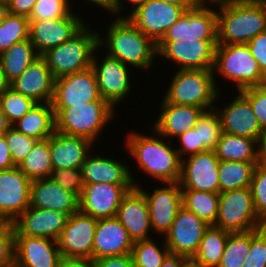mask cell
I'll return each instance as SVG.
<instances>
[{"label": "cell", "instance_id": "6da1fadb", "mask_svg": "<svg viewBox=\"0 0 266 267\" xmlns=\"http://www.w3.org/2000/svg\"><path fill=\"white\" fill-rule=\"evenodd\" d=\"M152 134L129 131L125 145L129 155L138 164L137 168L154 178L162 185L179 182L181 176V159L172 141L159 135L154 129ZM168 141V142H167Z\"/></svg>", "mask_w": 266, "mask_h": 267}, {"label": "cell", "instance_id": "7a4b0ae2", "mask_svg": "<svg viewBox=\"0 0 266 267\" xmlns=\"http://www.w3.org/2000/svg\"><path fill=\"white\" fill-rule=\"evenodd\" d=\"M106 31L99 32L98 47L125 65L147 71L154 66L158 56L157 44L140 31L128 18H115ZM105 32L106 34H104ZM106 48V49H105ZM135 68V69H134Z\"/></svg>", "mask_w": 266, "mask_h": 267}, {"label": "cell", "instance_id": "3957f363", "mask_svg": "<svg viewBox=\"0 0 266 267\" xmlns=\"http://www.w3.org/2000/svg\"><path fill=\"white\" fill-rule=\"evenodd\" d=\"M216 7L218 44H247L266 31V9L260 0H234Z\"/></svg>", "mask_w": 266, "mask_h": 267}, {"label": "cell", "instance_id": "277c9868", "mask_svg": "<svg viewBox=\"0 0 266 267\" xmlns=\"http://www.w3.org/2000/svg\"><path fill=\"white\" fill-rule=\"evenodd\" d=\"M169 86L163 97L168 103L192 105L205 110L216 106L221 97V89L216 83L218 78L213 70L179 69L174 70ZM219 87V89H218Z\"/></svg>", "mask_w": 266, "mask_h": 267}, {"label": "cell", "instance_id": "5b68a950", "mask_svg": "<svg viewBox=\"0 0 266 267\" xmlns=\"http://www.w3.org/2000/svg\"><path fill=\"white\" fill-rule=\"evenodd\" d=\"M53 110L56 131L84 137L94 144H97L98 136L117 114L107 101H91L73 107H53Z\"/></svg>", "mask_w": 266, "mask_h": 267}, {"label": "cell", "instance_id": "8992f818", "mask_svg": "<svg viewBox=\"0 0 266 267\" xmlns=\"http://www.w3.org/2000/svg\"><path fill=\"white\" fill-rule=\"evenodd\" d=\"M91 27L85 24L68 41L41 55L55 79L92 67L93 56L98 48L99 30H91Z\"/></svg>", "mask_w": 266, "mask_h": 267}, {"label": "cell", "instance_id": "52a82bcc", "mask_svg": "<svg viewBox=\"0 0 266 267\" xmlns=\"http://www.w3.org/2000/svg\"><path fill=\"white\" fill-rule=\"evenodd\" d=\"M217 74L234 82L237 91L266 84V76L247 44H217L213 75Z\"/></svg>", "mask_w": 266, "mask_h": 267}, {"label": "cell", "instance_id": "ba28073f", "mask_svg": "<svg viewBox=\"0 0 266 267\" xmlns=\"http://www.w3.org/2000/svg\"><path fill=\"white\" fill-rule=\"evenodd\" d=\"M214 226L230 233L248 232L265 226L255 211L250 187L219 193Z\"/></svg>", "mask_w": 266, "mask_h": 267}, {"label": "cell", "instance_id": "9c48e42d", "mask_svg": "<svg viewBox=\"0 0 266 267\" xmlns=\"http://www.w3.org/2000/svg\"><path fill=\"white\" fill-rule=\"evenodd\" d=\"M99 47L95 50L92 68L97 78V84L100 94L114 109L118 110L122 101H126L127 95L132 92L133 77L131 67L125 65L116 58H113L106 53H101L103 57H97ZM101 58V60H100ZM131 77V78H130ZM130 93V94H129Z\"/></svg>", "mask_w": 266, "mask_h": 267}, {"label": "cell", "instance_id": "30bf717a", "mask_svg": "<svg viewBox=\"0 0 266 267\" xmlns=\"http://www.w3.org/2000/svg\"><path fill=\"white\" fill-rule=\"evenodd\" d=\"M217 44V39L159 41L157 58L174 62L178 70H213Z\"/></svg>", "mask_w": 266, "mask_h": 267}, {"label": "cell", "instance_id": "8fae6325", "mask_svg": "<svg viewBox=\"0 0 266 267\" xmlns=\"http://www.w3.org/2000/svg\"><path fill=\"white\" fill-rule=\"evenodd\" d=\"M193 6H178L161 0H148L127 18L156 44L166 31Z\"/></svg>", "mask_w": 266, "mask_h": 267}, {"label": "cell", "instance_id": "7c38bea8", "mask_svg": "<svg viewBox=\"0 0 266 267\" xmlns=\"http://www.w3.org/2000/svg\"><path fill=\"white\" fill-rule=\"evenodd\" d=\"M164 184L163 187L156 186L150 192L142 188L143 185L137 187L147 201L153 233L161 237L170 230L176 215L183 207L179 182Z\"/></svg>", "mask_w": 266, "mask_h": 267}, {"label": "cell", "instance_id": "4fadbf2b", "mask_svg": "<svg viewBox=\"0 0 266 267\" xmlns=\"http://www.w3.org/2000/svg\"><path fill=\"white\" fill-rule=\"evenodd\" d=\"M216 8L214 5H194L187 9L160 41L217 39Z\"/></svg>", "mask_w": 266, "mask_h": 267}, {"label": "cell", "instance_id": "5bb4252c", "mask_svg": "<svg viewBox=\"0 0 266 267\" xmlns=\"http://www.w3.org/2000/svg\"><path fill=\"white\" fill-rule=\"evenodd\" d=\"M102 98L92 67L55 79L53 107H73Z\"/></svg>", "mask_w": 266, "mask_h": 267}, {"label": "cell", "instance_id": "9a60e30c", "mask_svg": "<svg viewBox=\"0 0 266 267\" xmlns=\"http://www.w3.org/2000/svg\"><path fill=\"white\" fill-rule=\"evenodd\" d=\"M97 222V219L79 210L70 215L57 239L61 256L92 259Z\"/></svg>", "mask_w": 266, "mask_h": 267}, {"label": "cell", "instance_id": "2e32d148", "mask_svg": "<svg viewBox=\"0 0 266 267\" xmlns=\"http://www.w3.org/2000/svg\"><path fill=\"white\" fill-rule=\"evenodd\" d=\"M77 13L74 8V12L62 18L30 20L29 39L39 55L68 41L87 24Z\"/></svg>", "mask_w": 266, "mask_h": 267}, {"label": "cell", "instance_id": "e0dca14e", "mask_svg": "<svg viewBox=\"0 0 266 267\" xmlns=\"http://www.w3.org/2000/svg\"><path fill=\"white\" fill-rule=\"evenodd\" d=\"M31 180L18 168L0 170V223H13L30 205Z\"/></svg>", "mask_w": 266, "mask_h": 267}, {"label": "cell", "instance_id": "ac0fdd59", "mask_svg": "<svg viewBox=\"0 0 266 267\" xmlns=\"http://www.w3.org/2000/svg\"><path fill=\"white\" fill-rule=\"evenodd\" d=\"M219 162L214 150L190 155L181 160V189L220 193Z\"/></svg>", "mask_w": 266, "mask_h": 267}, {"label": "cell", "instance_id": "d6986e66", "mask_svg": "<svg viewBox=\"0 0 266 267\" xmlns=\"http://www.w3.org/2000/svg\"><path fill=\"white\" fill-rule=\"evenodd\" d=\"M133 187V184H84L78 198L79 211L97 220L115 217L123 197Z\"/></svg>", "mask_w": 266, "mask_h": 267}, {"label": "cell", "instance_id": "ffe728a7", "mask_svg": "<svg viewBox=\"0 0 266 267\" xmlns=\"http://www.w3.org/2000/svg\"><path fill=\"white\" fill-rule=\"evenodd\" d=\"M208 227L209 225L196 214L182 207L170 230L164 235L165 244L170 253L185 256L191 260Z\"/></svg>", "mask_w": 266, "mask_h": 267}, {"label": "cell", "instance_id": "44dd1931", "mask_svg": "<svg viewBox=\"0 0 266 267\" xmlns=\"http://www.w3.org/2000/svg\"><path fill=\"white\" fill-rule=\"evenodd\" d=\"M93 152L91 151L87 155L80 168L84 184L109 183L139 186L136 177H133L135 173H131V167L127 166L124 160L122 162L119 158H111V155H109V158L107 154V157H104V154L99 155L97 151Z\"/></svg>", "mask_w": 266, "mask_h": 267}, {"label": "cell", "instance_id": "7402d4cb", "mask_svg": "<svg viewBox=\"0 0 266 267\" xmlns=\"http://www.w3.org/2000/svg\"><path fill=\"white\" fill-rule=\"evenodd\" d=\"M225 106H215L225 133L258 140L263 130L248 99L238 91Z\"/></svg>", "mask_w": 266, "mask_h": 267}, {"label": "cell", "instance_id": "603a6c76", "mask_svg": "<svg viewBox=\"0 0 266 267\" xmlns=\"http://www.w3.org/2000/svg\"><path fill=\"white\" fill-rule=\"evenodd\" d=\"M116 217L133 242L152 239L153 230L148 204L137 187H133L123 197Z\"/></svg>", "mask_w": 266, "mask_h": 267}, {"label": "cell", "instance_id": "cb8c5ba5", "mask_svg": "<svg viewBox=\"0 0 266 267\" xmlns=\"http://www.w3.org/2000/svg\"><path fill=\"white\" fill-rule=\"evenodd\" d=\"M61 257L55 239L15 235L14 267H58Z\"/></svg>", "mask_w": 266, "mask_h": 267}, {"label": "cell", "instance_id": "d4e9b609", "mask_svg": "<svg viewBox=\"0 0 266 267\" xmlns=\"http://www.w3.org/2000/svg\"><path fill=\"white\" fill-rule=\"evenodd\" d=\"M68 217L66 213L56 210L29 206L12 224L15 228V235L57 240Z\"/></svg>", "mask_w": 266, "mask_h": 267}, {"label": "cell", "instance_id": "484cf974", "mask_svg": "<svg viewBox=\"0 0 266 267\" xmlns=\"http://www.w3.org/2000/svg\"><path fill=\"white\" fill-rule=\"evenodd\" d=\"M54 87L55 78L41 55L10 83V88L36 103H52Z\"/></svg>", "mask_w": 266, "mask_h": 267}, {"label": "cell", "instance_id": "4316f807", "mask_svg": "<svg viewBox=\"0 0 266 267\" xmlns=\"http://www.w3.org/2000/svg\"><path fill=\"white\" fill-rule=\"evenodd\" d=\"M158 108L161 110L151 129H154L165 139L171 140L194 128L205 109L192 105H177L168 103L162 98Z\"/></svg>", "mask_w": 266, "mask_h": 267}, {"label": "cell", "instance_id": "83f0119b", "mask_svg": "<svg viewBox=\"0 0 266 267\" xmlns=\"http://www.w3.org/2000/svg\"><path fill=\"white\" fill-rule=\"evenodd\" d=\"M133 241L118 218L98 219L94 235L92 259L130 254Z\"/></svg>", "mask_w": 266, "mask_h": 267}, {"label": "cell", "instance_id": "f1b7e54d", "mask_svg": "<svg viewBox=\"0 0 266 267\" xmlns=\"http://www.w3.org/2000/svg\"><path fill=\"white\" fill-rule=\"evenodd\" d=\"M78 197L63 189L51 177L33 180L30 186V207L56 210L68 216L79 210Z\"/></svg>", "mask_w": 266, "mask_h": 267}, {"label": "cell", "instance_id": "f546056e", "mask_svg": "<svg viewBox=\"0 0 266 267\" xmlns=\"http://www.w3.org/2000/svg\"><path fill=\"white\" fill-rule=\"evenodd\" d=\"M53 169L81 168L87 155L97 147L90 140L55 132L49 137Z\"/></svg>", "mask_w": 266, "mask_h": 267}, {"label": "cell", "instance_id": "4dcf8cb0", "mask_svg": "<svg viewBox=\"0 0 266 267\" xmlns=\"http://www.w3.org/2000/svg\"><path fill=\"white\" fill-rule=\"evenodd\" d=\"M12 127L36 140L49 138L55 132V114L52 103H37Z\"/></svg>", "mask_w": 266, "mask_h": 267}, {"label": "cell", "instance_id": "1f68e13d", "mask_svg": "<svg viewBox=\"0 0 266 267\" xmlns=\"http://www.w3.org/2000/svg\"><path fill=\"white\" fill-rule=\"evenodd\" d=\"M39 56L30 39L17 42L1 53L0 63L7 81L11 83L22 75Z\"/></svg>", "mask_w": 266, "mask_h": 267}, {"label": "cell", "instance_id": "d6a6232c", "mask_svg": "<svg viewBox=\"0 0 266 267\" xmlns=\"http://www.w3.org/2000/svg\"><path fill=\"white\" fill-rule=\"evenodd\" d=\"M214 152L220 161H257V140L223 132Z\"/></svg>", "mask_w": 266, "mask_h": 267}, {"label": "cell", "instance_id": "836d02e7", "mask_svg": "<svg viewBox=\"0 0 266 267\" xmlns=\"http://www.w3.org/2000/svg\"><path fill=\"white\" fill-rule=\"evenodd\" d=\"M229 233L214 225H209L191 261L204 267H217L220 264Z\"/></svg>", "mask_w": 266, "mask_h": 267}, {"label": "cell", "instance_id": "e575fe53", "mask_svg": "<svg viewBox=\"0 0 266 267\" xmlns=\"http://www.w3.org/2000/svg\"><path fill=\"white\" fill-rule=\"evenodd\" d=\"M31 181L50 178L53 171L49 138L37 140L30 153L17 166Z\"/></svg>", "mask_w": 266, "mask_h": 267}, {"label": "cell", "instance_id": "d590c367", "mask_svg": "<svg viewBox=\"0 0 266 267\" xmlns=\"http://www.w3.org/2000/svg\"><path fill=\"white\" fill-rule=\"evenodd\" d=\"M256 162L220 161V193L250 187Z\"/></svg>", "mask_w": 266, "mask_h": 267}, {"label": "cell", "instance_id": "8d00e7d4", "mask_svg": "<svg viewBox=\"0 0 266 267\" xmlns=\"http://www.w3.org/2000/svg\"><path fill=\"white\" fill-rule=\"evenodd\" d=\"M219 193L182 189V205L208 225H215L218 215Z\"/></svg>", "mask_w": 266, "mask_h": 267}, {"label": "cell", "instance_id": "74e56055", "mask_svg": "<svg viewBox=\"0 0 266 267\" xmlns=\"http://www.w3.org/2000/svg\"><path fill=\"white\" fill-rule=\"evenodd\" d=\"M155 235L152 239L133 243L131 255L134 267H160L166 256L170 253L165 244L164 237H162L163 242L158 244V240L154 241Z\"/></svg>", "mask_w": 266, "mask_h": 267}, {"label": "cell", "instance_id": "f35d334b", "mask_svg": "<svg viewBox=\"0 0 266 267\" xmlns=\"http://www.w3.org/2000/svg\"><path fill=\"white\" fill-rule=\"evenodd\" d=\"M199 137V153L214 150L223 133L220 117L215 108L205 110L194 127Z\"/></svg>", "mask_w": 266, "mask_h": 267}, {"label": "cell", "instance_id": "ab89813d", "mask_svg": "<svg viewBox=\"0 0 266 267\" xmlns=\"http://www.w3.org/2000/svg\"><path fill=\"white\" fill-rule=\"evenodd\" d=\"M29 29L28 17L8 13L0 26V54L13 44L29 39Z\"/></svg>", "mask_w": 266, "mask_h": 267}, {"label": "cell", "instance_id": "60d3db41", "mask_svg": "<svg viewBox=\"0 0 266 267\" xmlns=\"http://www.w3.org/2000/svg\"><path fill=\"white\" fill-rule=\"evenodd\" d=\"M250 251V231L229 233L224 252L217 267H243Z\"/></svg>", "mask_w": 266, "mask_h": 267}, {"label": "cell", "instance_id": "b9f144b4", "mask_svg": "<svg viewBox=\"0 0 266 267\" xmlns=\"http://www.w3.org/2000/svg\"><path fill=\"white\" fill-rule=\"evenodd\" d=\"M37 103L9 88L0 97V108L13 125L28 113Z\"/></svg>", "mask_w": 266, "mask_h": 267}, {"label": "cell", "instance_id": "7bdbcfd3", "mask_svg": "<svg viewBox=\"0 0 266 267\" xmlns=\"http://www.w3.org/2000/svg\"><path fill=\"white\" fill-rule=\"evenodd\" d=\"M72 0H37L29 20H49L69 16L74 10Z\"/></svg>", "mask_w": 266, "mask_h": 267}, {"label": "cell", "instance_id": "ee69618b", "mask_svg": "<svg viewBox=\"0 0 266 267\" xmlns=\"http://www.w3.org/2000/svg\"><path fill=\"white\" fill-rule=\"evenodd\" d=\"M250 189L257 216L266 225V167L256 164Z\"/></svg>", "mask_w": 266, "mask_h": 267}, {"label": "cell", "instance_id": "f6af8a7d", "mask_svg": "<svg viewBox=\"0 0 266 267\" xmlns=\"http://www.w3.org/2000/svg\"><path fill=\"white\" fill-rule=\"evenodd\" d=\"M243 267H266V225L250 231V251Z\"/></svg>", "mask_w": 266, "mask_h": 267}, {"label": "cell", "instance_id": "bcb514c9", "mask_svg": "<svg viewBox=\"0 0 266 267\" xmlns=\"http://www.w3.org/2000/svg\"><path fill=\"white\" fill-rule=\"evenodd\" d=\"M4 136L10 149L14 165L17 167L30 153L37 140L18 132L13 127Z\"/></svg>", "mask_w": 266, "mask_h": 267}, {"label": "cell", "instance_id": "7dc6e473", "mask_svg": "<svg viewBox=\"0 0 266 267\" xmlns=\"http://www.w3.org/2000/svg\"><path fill=\"white\" fill-rule=\"evenodd\" d=\"M51 178L63 189L80 197L84 187L80 168L53 169Z\"/></svg>", "mask_w": 266, "mask_h": 267}, {"label": "cell", "instance_id": "c3c4849f", "mask_svg": "<svg viewBox=\"0 0 266 267\" xmlns=\"http://www.w3.org/2000/svg\"><path fill=\"white\" fill-rule=\"evenodd\" d=\"M14 248V225L0 223V267H14Z\"/></svg>", "mask_w": 266, "mask_h": 267}, {"label": "cell", "instance_id": "681fc988", "mask_svg": "<svg viewBox=\"0 0 266 267\" xmlns=\"http://www.w3.org/2000/svg\"><path fill=\"white\" fill-rule=\"evenodd\" d=\"M240 92L248 99L263 131H266V84L249 87Z\"/></svg>", "mask_w": 266, "mask_h": 267}, {"label": "cell", "instance_id": "f907efd6", "mask_svg": "<svg viewBox=\"0 0 266 267\" xmlns=\"http://www.w3.org/2000/svg\"><path fill=\"white\" fill-rule=\"evenodd\" d=\"M176 140L179 143V147L176 144L175 148L181 160L190 155L199 153V137L198 132H196L194 128L186 131L177 137Z\"/></svg>", "mask_w": 266, "mask_h": 267}, {"label": "cell", "instance_id": "816d5d0a", "mask_svg": "<svg viewBox=\"0 0 266 267\" xmlns=\"http://www.w3.org/2000/svg\"><path fill=\"white\" fill-rule=\"evenodd\" d=\"M247 45L258 62L261 72L266 76V31L256 35Z\"/></svg>", "mask_w": 266, "mask_h": 267}, {"label": "cell", "instance_id": "f5cc1de1", "mask_svg": "<svg viewBox=\"0 0 266 267\" xmlns=\"http://www.w3.org/2000/svg\"><path fill=\"white\" fill-rule=\"evenodd\" d=\"M95 267H134L131 253L101 257L94 260Z\"/></svg>", "mask_w": 266, "mask_h": 267}, {"label": "cell", "instance_id": "db71d44e", "mask_svg": "<svg viewBox=\"0 0 266 267\" xmlns=\"http://www.w3.org/2000/svg\"><path fill=\"white\" fill-rule=\"evenodd\" d=\"M37 0H10L7 4L9 13L30 17Z\"/></svg>", "mask_w": 266, "mask_h": 267}, {"label": "cell", "instance_id": "11a10c76", "mask_svg": "<svg viewBox=\"0 0 266 267\" xmlns=\"http://www.w3.org/2000/svg\"><path fill=\"white\" fill-rule=\"evenodd\" d=\"M16 167L4 135H0V170Z\"/></svg>", "mask_w": 266, "mask_h": 267}, {"label": "cell", "instance_id": "9f6ffc18", "mask_svg": "<svg viewBox=\"0 0 266 267\" xmlns=\"http://www.w3.org/2000/svg\"><path fill=\"white\" fill-rule=\"evenodd\" d=\"M83 3V0H81ZM90 3L88 4L89 6L90 5H96L97 8H101L103 9L105 12L109 13L110 15L109 16H113L115 17V15L117 16V11H118V8H119V3L116 1V0H84V3ZM92 3V4H91Z\"/></svg>", "mask_w": 266, "mask_h": 267}, {"label": "cell", "instance_id": "6f0895ef", "mask_svg": "<svg viewBox=\"0 0 266 267\" xmlns=\"http://www.w3.org/2000/svg\"><path fill=\"white\" fill-rule=\"evenodd\" d=\"M58 267H95L93 259L61 257Z\"/></svg>", "mask_w": 266, "mask_h": 267}, {"label": "cell", "instance_id": "680465c9", "mask_svg": "<svg viewBox=\"0 0 266 267\" xmlns=\"http://www.w3.org/2000/svg\"><path fill=\"white\" fill-rule=\"evenodd\" d=\"M190 261L185 256L169 253L160 267H186Z\"/></svg>", "mask_w": 266, "mask_h": 267}, {"label": "cell", "instance_id": "91938a15", "mask_svg": "<svg viewBox=\"0 0 266 267\" xmlns=\"http://www.w3.org/2000/svg\"><path fill=\"white\" fill-rule=\"evenodd\" d=\"M257 165L266 167V131L257 140Z\"/></svg>", "mask_w": 266, "mask_h": 267}, {"label": "cell", "instance_id": "94428289", "mask_svg": "<svg viewBox=\"0 0 266 267\" xmlns=\"http://www.w3.org/2000/svg\"><path fill=\"white\" fill-rule=\"evenodd\" d=\"M128 2L127 8L129 6V8L131 9V11L129 10L128 13H126L125 15L121 14L122 12L125 13L124 10H126L125 8V3L123 2ZM148 0H123L119 3V8L117 11V18H127L134 10H136L139 6L145 4ZM130 3V4H129ZM131 6V7H130ZM130 12V13H129Z\"/></svg>", "mask_w": 266, "mask_h": 267}, {"label": "cell", "instance_id": "6125c7cd", "mask_svg": "<svg viewBox=\"0 0 266 267\" xmlns=\"http://www.w3.org/2000/svg\"><path fill=\"white\" fill-rule=\"evenodd\" d=\"M11 127L12 124L0 108V135H4Z\"/></svg>", "mask_w": 266, "mask_h": 267}, {"label": "cell", "instance_id": "be15d7a7", "mask_svg": "<svg viewBox=\"0 0 266 267\" xmlns=\"http://www.w3.org/2000/svg\"><path fill=\"white\" fill-rule=\"evenodd\" d=\"M10 88V83L7 81L6 76L2 70L0 63V97Z\"/></svg>", "mask_w": 266, "mask_h": 267}, {"label": "cell", "instance_id": "e7e4bbea", "mask_svg": "<svg viewBox=\"0 0 266 267\" xmlns=\"http://www.w3.org/2000/svg\"><path fill=\"white\" fill-rule=\"evenodd\" d=\"M195 5H220L234 0H193ZM207 1V2H206Z\"/></svg>", "mask_w": 266, "mask_h": 267}, {"label": "cell", "instance_id": "03108f58", "mask_svg": "<svg viewBox=\"0 0 266 267\" xmlns=\"http://www.w3.org/2000/svg\"><path fill=\"white\" fill-rule=\"evenodd\" d=\"M166 3L178 5V6H194V1L193 0H161Z\"/></svg>", "mask_w": 266, "mask_h": 267}, {"label": "cell", "instance_id": "003e7915", "mask_svg": "<svg viewBox=\"0 0 266 267\" xmlns=\"http://www.w3.org/2000/svg\"><path fill=\"white\" fill-rule=\"evenodd\" d=\"M9 13L7 4L0 3V26L2 25L6 15Z\"/></svg>", "mask_w": 266, "mask_h": 267}, {"label": "cell", "instance_id": "a7ac6f4b", "mask_svg": "<svg viewBox=\"0 0 266 267\" xmlns=\"http://www.w3.org/2000/svg\"><path fill=\"white\" fill-rule=\"evenodd\" d=\"M186 267H204V266L197 265V264L193 263L192 261H190V262L186 265Z\"/></svg>", "mask_w": 266, "mask_h": 267}, {"label": "cell", "instance_id": "89a4df30", "mask_svg": "<svg viewBox=\"0 0 266 267\" xmlns=\"http://www.w3.org/2000/svg\"><path fill=\"white\" fill-rule=\"evenodd\" d=\"M10 0H0V3L8 4Z\"/></svg>", "mask_w": 266, "mask_h": 267}, {"label": "cell", "instance_id": "2644e50d", "mask_svg": "<svg viewBox=\"0 0 266 267\" xmlns=\"http://www.w3.org/2000/svg\"><path fill=\"white\" fill-rule=\"evenodd\" d=\"M266 9V0H260Z\"/></svg>", "mask_w": 266, "mask_h": 267}]
</instances>
